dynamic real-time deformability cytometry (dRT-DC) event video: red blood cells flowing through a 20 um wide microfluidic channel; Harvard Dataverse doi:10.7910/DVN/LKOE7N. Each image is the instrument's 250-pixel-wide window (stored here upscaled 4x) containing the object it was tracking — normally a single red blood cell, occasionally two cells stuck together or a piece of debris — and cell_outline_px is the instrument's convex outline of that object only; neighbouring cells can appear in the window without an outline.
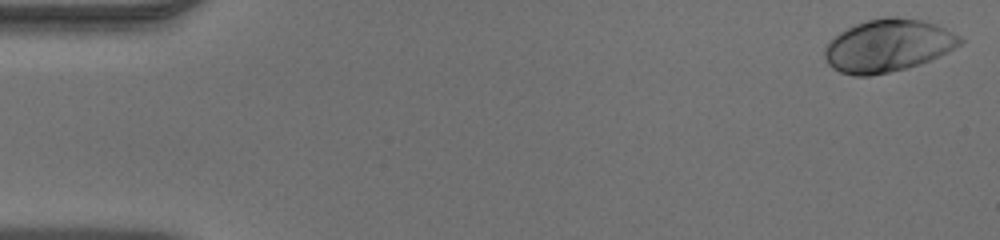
{"species": "human", "species_latin": "Homo sapiens", "temperature_condition": "warm", "stored_images_in_passage": 49, "camera_frame_rate_fps": 3000, "um_per_image_px": 0.085, "donor": {"sex": "male"}, "frame": {"image": 1, "passage_image": 1, "time_ms": 0.0, "image_size_px": [1000, 240], "cell_outline_px": [[964, 40], [960, 44], [920, 64], [888, 72], [868, 76], [852, 76], [840, 72], [832, 68], [828, 64], [824, 56], [824, 48], [840, 32], [856, 24], [868, 20], [884, 16], [896, 16], [924, 20], [936, 24], [960, 36]], "centroid_in_image_um": [75.44, 3.87], "position_along_channel_um": 9.6, "area_um2": 41.04}}
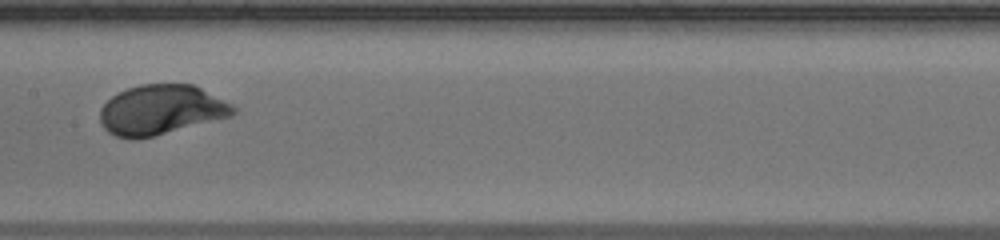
{"frame": {"image": 2, "passage_image": 25, "time_ms": 8.0, "image_size_px": [1000, 240], "cell_outline_px": [[236, 112], [232, 116], [152, 136], [132, 140], [116, 136], [108, 132], [104, 128], [100, 120], [100, 108], [112, 96], [128, 88], [140, 84], [192, 84], [232, 104], [236, 108]], "centroid_in_image_um": [13.67, 9.34], "position_along_channel_um": 193.7, "area_um2": 38.38}}
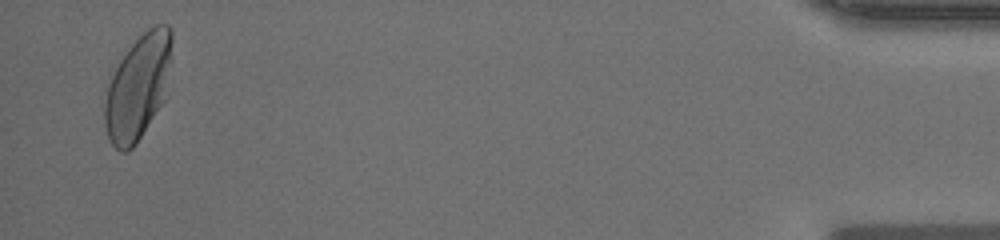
{"frame": {"image": 3, "passage_image": 48, "time_ms": 15.667, "image_size_px": [1000, 240], "cell_outline_px": [[172, 40], [164, 100], [136, 144], [128, 152], [120, 152], [112, 144], [108, 136], [104, 124], [104, 100], [108, 72], [128, 48], [148, 28], [156, 24], [168, 24], [172, 28]], "centroid_in_image_um": [11.66, 7.39], "position_along_channel_um": 423.5, "area_um2": 41.44}}